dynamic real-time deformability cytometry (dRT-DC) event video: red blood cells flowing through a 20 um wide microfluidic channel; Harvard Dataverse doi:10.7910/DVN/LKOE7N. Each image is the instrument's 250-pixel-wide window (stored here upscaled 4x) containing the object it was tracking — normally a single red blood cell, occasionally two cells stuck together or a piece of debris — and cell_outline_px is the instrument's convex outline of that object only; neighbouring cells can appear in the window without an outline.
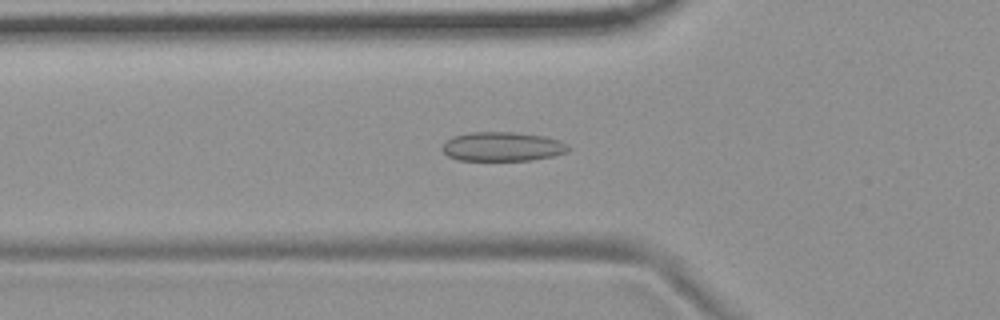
{"species": "common noctule bat (a hibernating species)", "species_latin": "Nyctalus noctula", "temperature_condition": "room temperature", "stored_images_in_passage": 49, "camera_frame_rate_fps": 3000, "um_per_image_px": 0.085, "animal": {"sex": "female", "body_mass_g": 19.9}, "frame": {"image": 1, "passage_image": 14, "time_ms": 4.333, "image_size_px": [1000, 320], "cell_outline_px": [[572, 148], [568, 152], [552, 156], [532, 160], [456, 160], [448, 156], [440, 148], [444, 140], [452, 136], [472, 132], [516, 132], [544, 136], [560, 140], [568, 144]], "centroid_in_image_um": [42.7, 12.45], "position_along_channel_um": 83.1, "area_um2": 21.79}}
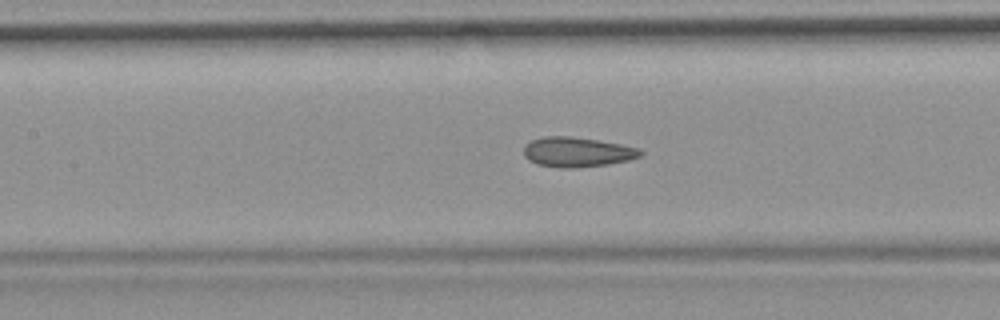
{"frame": {"image": 2, "passage_image": 20, "time_ms": 6.333, "image_size_px": [1000, 320], "cell_outline_px": [[644, 152], [640, 156], [628, 160], [608, 164], [572, 168], [560, 168], [536, 164], [528, 160], [524, 156], [524, 144], [532, 140], [544, 136], [568, 136], [596, 140], [620, 144], [640, 148]], "centroid_in_image_um": [49.03, 12.92], "position_along_channel_um": 158.4, "area_um2": 20.29}}
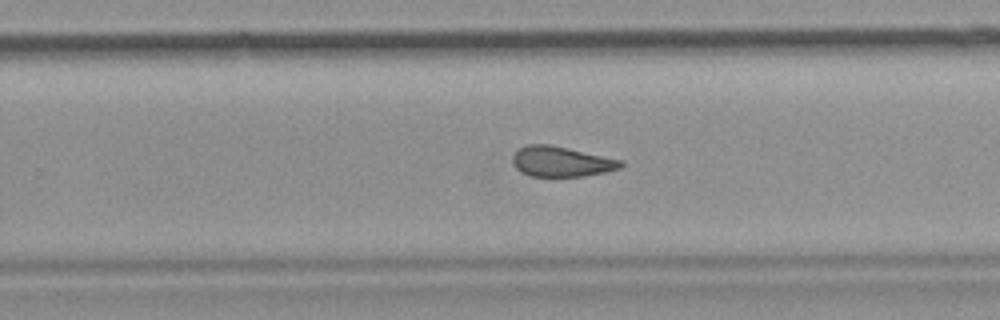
{"frame": {"image": 3, "passage_image": 30, "time_ms": 9.667, "image_size_px": [1000, 320], "cell_outline_px": [[624, 164], [620, 168], [604, 172], [584, 176], [532, 176], [520, 172], [512, 164], [512, 156], [520, 148], [528, 144], [548, 144], [568, 148], [624, 160]], "centroid_in_image_um": [47.71, 13.73], "position_along_channel_um": 282.1, "area_um2": 19.07}, "authors_computed_cell_mechanics": {"area_um2": 20.2878, "velocity_mm_per_s": 3.7408, "shape_relaxation_time_tau1_ms": null, "shape_relaxation_time_tau2_ms": 2.2388, "deformation_change_tau1": null, "deformation_change_tau2": 0.08}}